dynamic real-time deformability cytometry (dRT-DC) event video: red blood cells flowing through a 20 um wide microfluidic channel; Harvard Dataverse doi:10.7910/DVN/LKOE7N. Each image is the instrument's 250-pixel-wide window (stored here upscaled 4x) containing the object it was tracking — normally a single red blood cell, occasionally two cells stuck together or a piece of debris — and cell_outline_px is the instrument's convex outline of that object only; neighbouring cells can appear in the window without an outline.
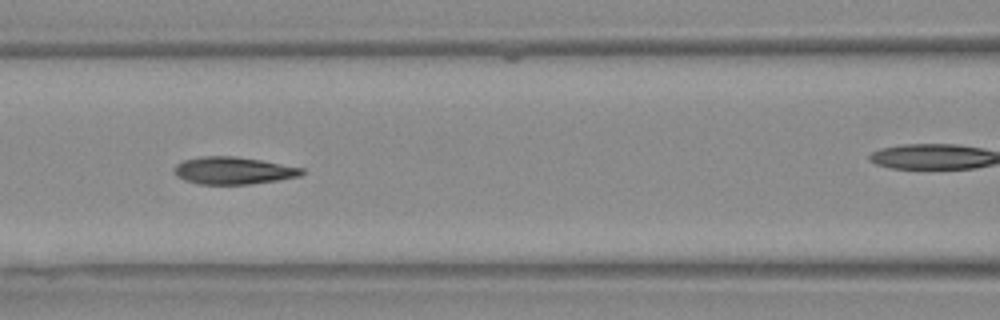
{"species": "Egyptian fruit bat (a non-hibernating species)", "species_latin": "Rousettus aegyptiacus", "temperature_condition": "warm", "stored_images_in_passage": 9, "camera_frame_rate_fps": 3000, "um_per_image_px": 0.085, "animal": {"sex": "female"}, "frame": {"image": 1, "passage_image": 7, "time_ms": 2.0, "image_size_px": [1000, 320], "cell_outline_px": [[304, 172], [300, 176], [276, 180], [248, 184], [200, 184], [184, 180], [176, 176], [176, 164], [184, 160], [204, 156], [232, 156], [260, 160], [304, 168]], "centroid_in_image_um": [19.84, 14.5], "position_along_channel_um": 146.8, "area_um2": 20.0}}